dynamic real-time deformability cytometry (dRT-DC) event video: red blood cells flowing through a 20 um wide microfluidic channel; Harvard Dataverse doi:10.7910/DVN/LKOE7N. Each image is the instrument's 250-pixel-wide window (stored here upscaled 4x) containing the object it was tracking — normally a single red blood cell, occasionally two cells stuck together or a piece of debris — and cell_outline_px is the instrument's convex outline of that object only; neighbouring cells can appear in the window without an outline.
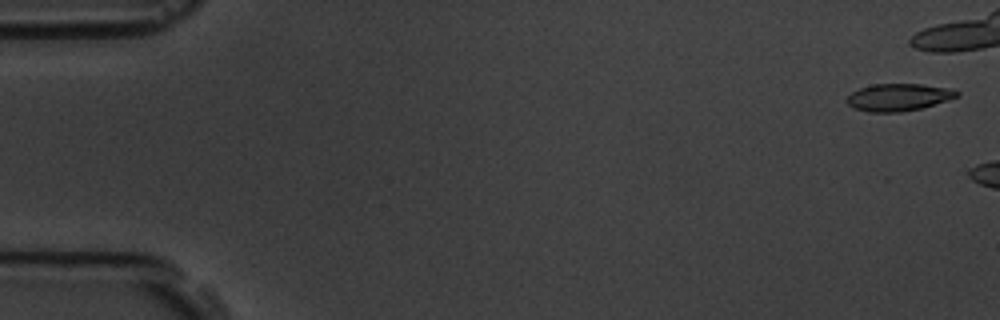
{"species": "common noctule bat (a hibernating species)", "species_latin": "Nyctalus noctula", "temperature_condition": "room temperature", "stored_images_in_passage": 7, "camera_frame_rate_fps": 3000, "um_per_image_px": 0.085, "animal": {"sex": "male", "body_mass_g": 19.5, "forearm_length_mm": 54.6}, "frame": {"image": 1, "passage_image": 2, "time_ms": 0.333, "image_size_px": [1000, 320], "cell_outline_px": [[960, 96], [948, 100], [920, 108], [900, 112], [868, 112], [852, 108], [844, 100], [852, 92], [860, 88], [872, 84], [920, 84], [952, 88], [960, 92]], "centroid_in_image_um": [76.36, 8.26], "position_along_channel_um": 8.6, "area_um2": 17.63}}